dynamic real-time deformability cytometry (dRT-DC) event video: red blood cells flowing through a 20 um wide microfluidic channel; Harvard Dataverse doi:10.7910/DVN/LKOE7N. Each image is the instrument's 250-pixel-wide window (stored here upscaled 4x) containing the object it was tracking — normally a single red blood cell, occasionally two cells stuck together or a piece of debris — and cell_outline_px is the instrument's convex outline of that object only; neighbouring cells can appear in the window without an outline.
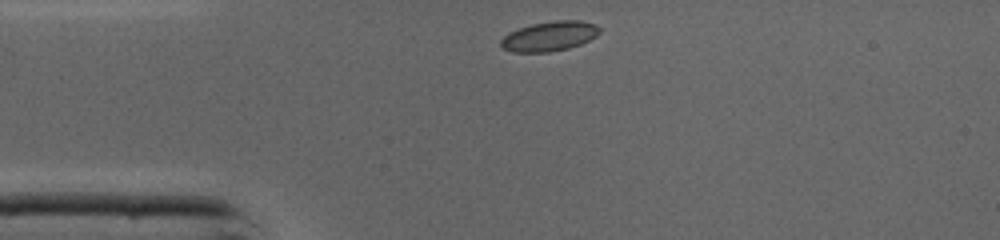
{"species": "common noctule bat (a hibernating species)", "species_latin": "Nyctalus noctula", "temperature_condition": "cold", "stored_images_in_passage": 29, "camera_frame_rate_fps": 3000, "um_per_image_px": 0.085, "animal": {"sex": "male", "body_mass_g": 19.0, "forearm_length_mm": 50.8}, "frame": {"image": 1, "passage_image": 1, "time_ms": 0.0, "image_size_px": [1000, 240], "cell_outline_px": [[600, 32], [596, 36], [580, 44], [568, 48], [548, 52], [512, 52], [504, 48], [500, 44], [500, 40], [508, 32], [532, 24], [556, 20], [580, 20], [596, 24], [600, 28]], "centroid_in_image_um": [46.71, 3.07], "position_along_channel_um": 38.3, "area_um2": 17.05}}
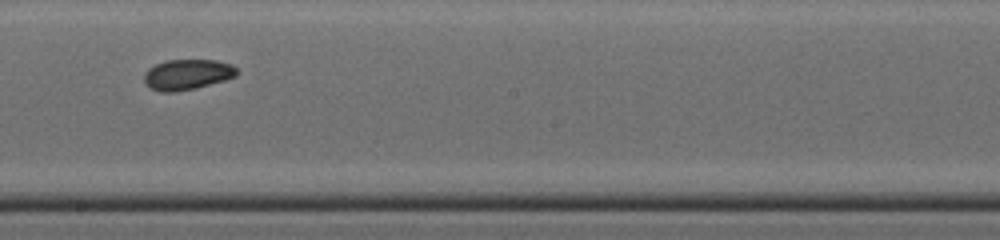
{"frame": {"image": 2, "passage_image": 16, "time_ms": 5.0, "image_size_px": [1000, 240], "cell_outline_px": [[240, 72], [236, 76], [224, 80], [196, 88], [172, 92], [160, 92], [152, 88], [144, 80], [144, 72], [148, 68], [156, 64], [168, 60], [216, 60], [232, 64]], "centroid_in_image_um": [15.94, 6.32], "position_along_channel_um": 232.3, "area_um2": 16.42}}
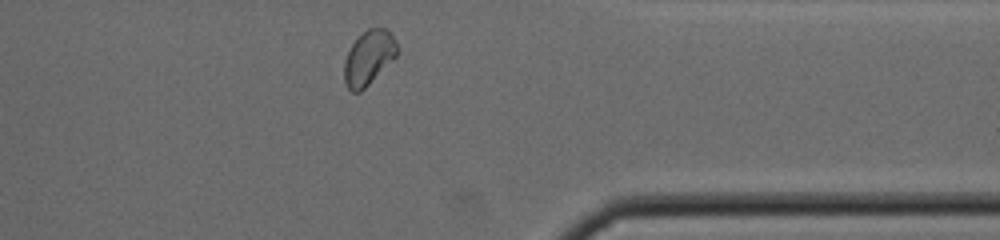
{"frame": {"image": 3, "passage_image": 27, "time_ms": 8.667, "image_size_px": [1000, 240], "cell_outline_px": [[400, 48], [396, 56], [360, 92], [352, 92], [344, 84], [344, 60], [352, 44], [368, 28], [388, 28], [392, 32]], "centroid_in_image_um": [31.36, 4.88], "position_along_channel_um": 380.0, "area_um2": 16.76}, "authors_computed_cell_mechanics": {"area_um2": 16.3574, "velocity_mm_per_s": 4.3538, "shape_relaxation_time_tau1_ms": 3.4393, "shape_relaxation_time_tau2_ms": 1.5616, "deformation_change_tau1": 0.0961, "deformation_change_tau2": 0.0489}}